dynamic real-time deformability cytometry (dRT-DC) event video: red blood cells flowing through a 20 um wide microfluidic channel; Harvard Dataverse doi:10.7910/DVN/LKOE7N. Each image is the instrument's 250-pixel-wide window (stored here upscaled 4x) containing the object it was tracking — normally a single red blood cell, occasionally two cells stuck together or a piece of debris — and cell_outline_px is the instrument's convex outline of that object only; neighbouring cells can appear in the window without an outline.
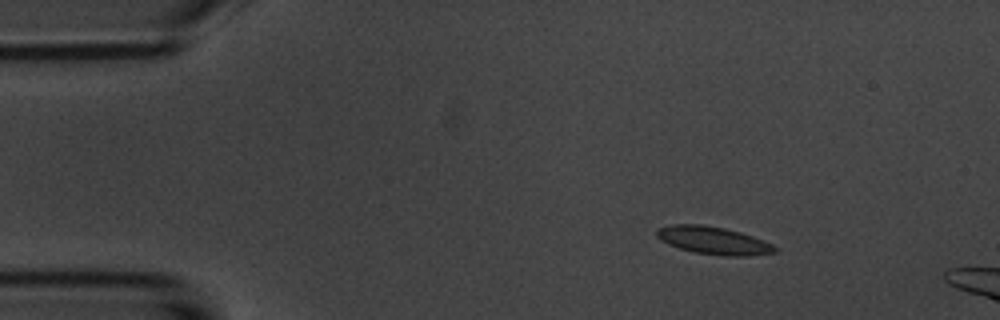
{"species": "common noctule bat (a hibernating species)", "species_latin": "Nyctalus noctula", "temperature_condition": "room temperature", "stored_images_in_passage": 3, "camera_frame_rate_fps": 3000, "um_per_image_px": 0.085, "animal": {"sex": "male", "body_mass_g": 20.1, "forearm_length_mm": 53.5}, "frame": {"image": 1, "passage_image": 1, "time_ms": 0.0, "image_size_px": [1000, 320], "cell_outline_px": [[776, 252], [748, 256], [724, 256], [692, 252], [668, 244], [660, 240], [656, 236], [656, 228], [668, 224], [700, 224], [724, 228], [740, 232], [752, 236], [772, 244], [776, 248]], "centroid_in_image_um": [60.58, 20.43], "position_along_channel_um": 24.4, "area_um2": 19.13}}